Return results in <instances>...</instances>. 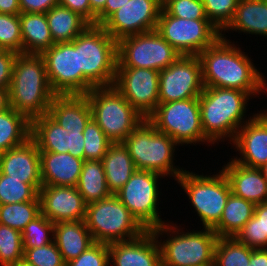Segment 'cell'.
I'll use <instances>...</instances> for the list:
<instances>
[{
	"label": "cell",
	"instance_id": "obj_51",
	"mask_svg": "<svg viewBox=\"0 0 267 266\" xmlns=\"http://www.w3.org/2000/svg\"><path fill=\"white\" fill-rule=\"evenodd\" d=\"M248 266H267V248L252 249Z\"/></svg>",
	"mask_w": 267,
	"mask_h": 266
},
{
	"label": "cell",
	"instance_id": "obj_7",
	"mask_svg": "<svg viewBox=\"0 0 267 266\" xmlns=\"http://www.w3.org/2000/svg\"><path fill=\"white\" fill-rule=\"evenodd\" d=\"M85 95L92 118L113 143H122L145 120L114 85L94 87Z\"/></svg>",
	"mask_w": 267,
	"mask_h": 266
},
{
	"label": "cell",
	"instance_id": "obj_11",
	"mask_svg": "<svg viewBox=\"0 0 267 266\" xmlns=\"http://www.w3.org/2000/svg\"><path fill=\"white\" fill-rule=\"evenodd\" d=\"M181 56L156 30L129 35L117 41V67L161 71Z\"/></svg>",
	"mask_w": 267,
	"mask_h": 266
},
{
	"label": "cell",
	"instance_id": "obj_47",
	"mask_svg": "<svg viewBox=\"0 0 267 266\" xmlns=\"http://www.w3.org/2000/svg\"><path fill=\"white\" fill-rule=\"evenodd\" d=\"M58 4L78 13L89 24L96 25V15L91 11L89 0H58Z\"/></svg>",
	"mask_w": 267,
	"mask_h": 266
},
{
	"label": "cell",
	"instance_id": "obj_31",
	"mask_svg": "<svg viewBox=\"0 0 267 266\" xmlns=\"http://www.w3.org/2000/svg\"><path fill=\"white\" fill-rule=\"evenodd\" d=\"M256 205L248 200L229 195L219 223L212 229L218 237H235L245 223L252 218Z\"/></svg>",
	"mask_w": 267,
	"mask_h": 266
},
{
	"label": "cell",
	"instance_id": "obj_38",
	"mask_svg": "<svg viewBox=\"0 0 267 266\" xmlns=\"http://www.w3.org/2000/svg\"><path fill=\"white\" fill-rule=\"evenodd\" d=\"M21 234L23 248L41 247L53 242L54 223L41 213L25 226Z\"/></svg>",
	"mask_w": 267,
	"mask_h": 266
},
{
	"label": "cell",
	"instance_id": "obj_50",
	"mask_svg": "<svg viewBox=\"0 0 267 266\" xmlns=\"http://www.w3.org/2000/svg\"><path fill=\"white\" fill-rule=\"evenodd\" d=\"M129 0H107L105 8L96 16V25H102L116 10Z\"/></svg>",
	"mask_w": 267,
	"mask_h": 266
},
{
	"label": "cell",
	"instance_id": "obj_6",
	"mask_svg": "<svg viewBox=\"0 0 267 266\" xmlns=\"http://www.w3.org/2000/svg\"><path fill=\"white\" fill-rule=\"evenodd\" d=\"M79 69L94 87L113 86L117 70V40L101 25L90 24L78 35Z\"/></svg>",
	"mask_w": 267,
	"mask_h": 266
},
{
	"label": "cell",
	"instance_id": "obj_43",
	"mask_svg": "<svg viewBox=\"0 0 267 266\" xmlns=\"http://www.w3.org/2000/svg\"><path fill=\"white\" fill-rule=\"evenodd\" d=\"M23 250V260L31 266L66 265L54 241L41 247L23 248Z\"/></svg>",
	"mask_w": 267,
	"mask_h": 266
},
{
	"label": "cell",
	"instance_id": "obj_2",
	"mask_svg": "<svg viewBox=\"0 0 267 266\" xmlns=\"http://www.w3.org/2000/svg\"><path fill=\"white\" fill-rule=\"evenodd\" d=\"M250 97L253 98L237 89L204 87L199 96L201 123L205 137L213 145L228 139L232 142L239 128L255 115H248L245 120Z\"/></svg>",
	"mask_w": 267,
	"mask_h": 266
},
{
	"label": "cell",
	"instance_id": "obj_22",
	"mask_svg": "<svg viewBox=\"0 0 267 266\" xmlns=\"http://www.w3.org/2000/svg\"><path fill=\"white\" fill-rule=\"evenodd\" d=\"M221 170L234 195L255 205L267 202V182L259 168L243 166L231 158Z\"/></svg>",
	"mask_w": 267,
	"mask_h": 266
},
{
	"label": "cell",
	"instance_id": "obj_17",
	"mask_svg": "<svg viewBox=\"0 0 267 266\" xmlns=\"http://www.w3.org/2000/svg\"><path fill=\"white\" fill-rule=\"evenodd\" d=\"M160 0H129L101 26L115 40L156 29Z\"/></svg>",
	"mask_w": 267,
	"mask_h": 266
},
{
	"label": "cell",
	"instance_id": "obj_16",
	"mask_svg": "<svg viewBox=\"0 0 267 266\" xmlns=\"http://www.w3.org/2000/svg\"><path fill=\"white\" fill-rule=\"evenodd\" d=\"M115 88L147 119L159 104V71L117 67Z\"/></svg>",
	"mask_w": 267,
	"mask_h": 266
},
{
	"label": "cell",
	"instance_id": "obj_18",
	"mask_svg": "<svg viewBox=\"0 0 267 266\" xmlns=\"http://www.w3.org/2000/svg\"><path fill=\"white\" fill-rule=\"evenodd\" d=\"M264 111V112H263ZM239 158L235 162L250 168H260L267 162V109L261 110L238 130L232 141Z\"/></svg>",
	"mask_w": 267,
	"mask_h": 266
},
{
	"label": "cell",
	"instance_id": "obj_55",
	"mask_svg": "<svg viewBox=\"0 0 267 266\" xmlns=\"http://www.w3.org/2000/svg\"><path fill=\"white\" fill-rule=\"evenodd\" d=\"M259 169L262 172L263 177L265 178V180L267 182V162L265 164H263Z\"/></svg>",
	"mask_w": 267,
	"mask_h": 266
},
{
	"label": "cell",
	"instance_id": "obj_26",
	"mask_svg": "<svg viewBox=\"0 0 267 266\" xmlns=\"http://www.w3.org/2000/svg\"><path fill=\"white\" fill-rule=\"evenodd\" d=\"M228 30L267 38V3L264 0H239L233 19L221 36Z\"/></svg>",
	"mask_w": 267,
	"mask_h": 266
},
{
	"label": "cell",
	"instance_id": "obj_12",
	"mask_svg": "<svg viewBox=\"0 0 267 266\" xmlns=\"http://www.w3.org/2000/svg\"><path fill=\"white\" fill-rule=\"evenodd\" d=\"M41 56L50 86L56 95L87 94L94 86L79 69L78 36L72 42L56 43Z\"/></svg>",
	"mask_w": 267,
	"mask_h": 266
},
{
	"label": "cell",
	"instance_id": "obj_5",
	"mask_svg": "<svg viewBox=\"0 0 267 266\" xmlns=\"http://www.w3.org/2000/svg\"><path fill=\"white\" fill-rule=\"evenodd\" d=\"M137 170L151 171L176 181L183 169L174 164L177 143L165 133L159 132L148 120L142 121L122 142Z\"/></svg>",
	"mask_w": 267,
	"mask_h": 266
},
{
	"label": "cell",
	"instance_id": "obj_52",
	"mask_svg": "<svg viewBox=\"0 0 267 266\" xmlns=\"http://www.w3.org/2000/svg\"><path fill=\"white\" fill-rule=\"evenodd\" d=\"M0 13L19 15L21 13L19 0H0Z\"/></svg>",
	"mask_w": 267,
	"mask_h": 266
},
{
	"label": "cell",
	"instance_id": "obj_39",
	"mask_svg": "<svg viewBox=\"0 0 267 266\" xmlns=\"http://www.w3.org/2000/svg\"><path fill=\"white\" fill-rule=\"evenodd\" d=\"M21 231L0 224V266H11L23 260Z\"/></svg>",
	"mask_w": 267,
	"mask_h": 266
},
{
	"label": "cell",
	"instance_id": "obj_21",
	"mask_svg": "<svg viewBox=\"0 0 267 266\" xmlns=\"http://www.w3.org/2000/svg\"><path fill=\"white\" fill-rule=\"evenodd\" d=\"M108 247L112 266H161L160 246L151 230L132 240L111 243Z\"/></svg>",
	"mask_w": 267,
	"mask_h": 266
},
{
	"label": "cell",
	"instance_id": "obj_9",
	"mask_svg": "<svg viewBox=\"0 0 267 266\" xmlns=\"http://www.w3.org/2000/svg\"><path fill=\"white\" fill-rule=\"evenodd\" d=\"M204 228L213 229L220 221L231 193L229 181L222 170L217 174L202 175L184 170L177 178Z\"/></svg>",
	"mask_w": 267,
	"mask_h": 266
},
{
	"label": "cell",
	"instance_id": "obj_3",
	"mask_svg": "<svg viewBox=\"0 0 267 266\" xmlns=\"http://www.w3.org/2000/svg\"><path fill=\"white\" fill-rule=\"evenodd\" d=\"M55 95L47 77L43 57L36 54H18L9 88L10 106L31 121L48 114Z\"/></svg>",
	"mask_w": 267,
	"mask_h": 266
},
{
	"label": "cell",
	"instance_id": "obj_28",
	"mask_svg": "<svg viewBox=\"0 0 267 266\" xmlns=\"http://www.w3.org/2000/svg\"><path fill=\"white\" fill-rule=\"evenodd\" d=\"M107 186L116 194L137 170L123 143H113L102 158Z\"/></svg>",
	"mask_w": 267,
	"mask_h": 266
},
{
	"label": "cell",
	"instance_id": "obj_30",
	"mask_svg": "<svg viewBox=\"0 0 267 266\" xmlns=\"http://www.w3.org/2000/svg\"><path fill=\"white\" fill-rule=\"evenodd\" d=\"M54 43L72 42L90 24L78 13L60 4L45 13Z\"/></svg>",
	"mask_w": 267,
	"mask_h": 266
},
{
	"label": "cell",
	"instance_id": "obj_24",
	"mask_svg": "<svg viewBox=\"0 0 267 266\" xmlns=\"http://www.w3.org/2000/svg\"><path fill=\"white\" fill-rule=\"evenodd\" d=\"M40 152L43 185L76 187L84 160L69 153Z\"/></svg>",
	"mask_w": 267,
	"mask_h": 266
},
{
	"label": "cell",
	"instance_id": "obj_14",
	"mask_svg": "<svg viewBox=\"0 0 267 266\" xmlns=\"http://www.w3.org/2000/svg\"><path fill=\"white\" fill-rule=\"evenodd\" d=\"M163 175L136 170L125 185L115 194L137 221L146 229L160 227L163 221L158 212L159 180ZM158 205V206H157Z\"/></svg>",
	"mask_w": 267,
	"mask_h": 266
},
{
	"label": "cell",
	"instance_id": "obj_46",
	"mask_svg": "<svg viewBox=\"0 0 267 266\" xmlns=\"http://www.w3.org/2000/svg\"><path fill=\"white\" fill-rule=\"evenodd\" d=\"M18 53L10 50L0 51V88L9 89L14 61Z\"/></svg>",
	"mask_w": 267,
	"mask_h": 266
},
{
	"label": "cell",
	"instance_id": "obj_42",
	"mask_svg": "<svg viewBox=\"0 0 267 266\" xmlns=\"http://www.w3.org/2000/svg\"><path fill=\"white\" fill-rule=\"evenodd\" d=\"M208 20L221 32L232 21L239 0H202Z\"/></svg>",
	"mask_w": 267,
	"mask_h": 266
},
{
	"label": "cell",
	"instance_id": "obj_54",
	"mask_svg": "<svg viewBox=\"0 0 267 266\" xmlns=\"http://www.w3.org/2000/svg\"><path fill=\"white\" fill-rule=\"evenodd\" d=\"M107 0H89L91 11L97 16L104 8Z\"/></svg>",
	"mask_w": 267,
	"mask_h": 266
},
{
	"label": "cell",
	"instance_id": "obj_53",
	"mask_svg": "<svg viewBox=\"0 0 267 266\" xmlns=\"http://www.w3.org/2000/svg\"><path fill=\"white\" fill-rule=\"evenodd\" d=\"M9 107V89L0 88V112Z\"/></svg>",
	"mask_w": 267,
	"mask_h": 266
},
{
	"label": "cell",
	"instance_id": "obj_15",
	"mask_svg": "<svg viewBox=\"0 0 267 266\" xmlns=\"http://www.w3.org/2000/svg\"><path fill=\"white\" fill-rule=\"evenodd\" d=\"M203 90L202 67L197 55H181L159 71V103L198 98Z\"/></svg>",
	"mask_w": 267,
	"mask_h": 266
},
{
	"label": "cell",
	"instance_id": "obj_35",
	"mask_svg": "<svg viewBox=\"0 0 267 266\" xmlns=\"http://www.w3.org/2000/svg\"><path fill=\"white\" fill-rule=\"evenodd\" d=\"M252 249L235 237H219L215 246L213 266H248Z\"/></svg>",
	"mask_w": 267,
	"mask_h": 266
},
{
	"label": "cell",
	"instance_id": "obj_27",
	"mask_svg": "<svg viewBox=\"0 0 267 266\" xmlns=\"http://www.w3.org/2000/svg\"><path fill=\"white\" fill-rule=\"evenodd\" d=\"M22 54L41 55L54 45L45 13H20Z\"/></svg>",
	"mask_w": 267,
	"mask_h": 266
},
{
	"label": "cell",
	"instance_id": "obj_32",
	"mask_svg": "<svg viewBox=\"0 0 267 266\" xmlns=\"http://www.w3.org/2000/svg\"><path fill=\"white\" fill-rule=\"evenodd\" d=\"M76 188L86 205L111 196L101 160H84Z\"/></svg>",
	"mask_w": 267,
	"mask_h": 266
},
{
	"label": "cell",
	"instance_id": "obj_1",
	"mask_svg": "<svg viewBox=\"0 0 267 266\" xmlns=\"http://www.w3.org/2000/svg\"><path fill=\"white\" fill-rule=\"evenodd\" d=\"M226 36H221L213 45L197 56L202 67L204 87L237 89L249 93L253 98L267 93V80L255 67L246 52ZM266 90V91H265Z\"/></svg>",
	"mask_w": 267,
	"mask_h": 266
},
{
	"label": "cell",
	"instance_id": "obj_19",
	"mask_svg": "<svg viewBox=\"0 0 267 266\" xmlns=\"http://www.w3.org/2000/svg\"><path fill=\"white\" fill-rule=\"evenodd\" d=\"M39 198L41 213L53 223L85 220L86 204L76 187L42 185Z\"/></svg>",
	"mask_w": 267,
	"mask_h": 266
},
{
	"label": "cell",
	"instance_id": "obj_48",
	"mask_svg": "<svg viewBox=\"0 0 267 266\" xmlns=\"http://www.w3.org/2000/svg\"><path fill=\"white\" fill-rule=\"evenodd\" d=\"M58 0H19L21 13H46Z\"/></svg>",
	"mask_w": 267,
	"mask_h": 266
},
{
	"label": "cell",
	"instance_id": "obj_44",
	"mask_svg": "<svg viewBox=\"0 0 267 266\" xmlns=\"http://www.w3.org/2000/svg\"><path fill=\"white\" fill-rule=\"evenodd\" d=\"M162 9L168 15L182 19H208L202 0H168Z\"/></svg>",
	"mask_w": 267,
	"mask_h": 266
},
{
	"label": "cell",
	"instance_id": "obj_56",
	"mask_svg": "<svg viewBox=\"0 0 267 266\" xmlns=\"http://www.w3.org/2000/svg\"><path fill=\"white\" fill-rule=\"evenodd\" d=\"M11 266H31V265L26 263L24 260H21V261L17 262L14 265H11Z\"/></svg>",
	"mask_w": 267,
	"mask_h": 266
},
{
	"label": "cell",
	"instance_id": "obj_57",
	"mask_svg": "<svg viewBox=\"0 0 267 266\" xmlns=\"http://www.w3.org/2000/svg\"><path fill=\"white\" fill-rule=\"evenodd\" d=\"M168 0H160L161 5L163 6Z\"/></svg>",
	"mask_w": 267,
	"mask_h": 266
},
{
	"label": "cell",
	"instance_id": "obj_37",
	"mask_svg": "<svg viewBox=\"0 0 267 266\" xmlns=\"http://www.w3.org/2000/svg\"><path fill=\"white\" fill-rule=\"evenodd\" d=\"M38 195L23 179L11 178L0 172V205L33 201Z\"/></svg>",
	"mask_w": 267,
	"mask_h": 266
},
{
	"label": "cell",
	"instance_id": "obj_25",
	"mask_svg": "<svg viewBox=\"0 0 267 266\" xmlns=\"http://www.w3.org/2000/svg\"><path fill=\"white\" fill-rule=\"evenodd\" d=\"M53 241L65 263L77 258L94 243L84 220L54 223Z\"/></svg>",
	"mask_w": 267,
	"mask_h": 266
},
{
	"label": "cell",
	"instance_id": "obj_20",
	"mask_svg": "<svg viewBox=\"0 0 267 266\" xmlns=\"http://www.w3.org/2000/svg\"><path fill=\"white\" fill-rule=\"evenodd\" d=\"M0 172L11 178L23 179L39 193L43 185L40 152L31 137L23 144L0 153Z\"/></svg>",
	"mask_w": 267,
	"mask_h": 266
},
{
	"label": "cell",
	"instance_id": "obj_45",
	"mask_svg": "<svg viewBox=\"0 0 267 266\" xmlns=\"http://www.w3.org/2000/svg\"><path fill=\"white\" fill-rule=\"evenodd\" d=\"M108 244L94 242L65 266H110Z\"/></svg>",
	"mask_w": 267,
	"mask_h": 266
},
{
	"label": "cell",
	"instance_id": "obj_10",
	"mask_svg": "<svg viewBox=\"0 0 267 266\" xmlns=\"http://www.w3.org/2000/svg\"><path fill=\"white\" fill-rule=\"evenodd\" d=\"M147 119L159 132L173 138L178 146L206 142L212 146L202 128L199 97L159 103Z\"/></svg>",
	"mask_w": 267,
	"mask_h": 266
},
{
	"label": "cell",
	"instance_id": "obj_33",
	"mask_svg": "<svg viewBox=\"0 0 267 266\" xmlns=\"http://www.w3.org/2000/svg\"><path fill=\"white\" fill-rule=\"evenodd\" d=\"M31 121L11 106L0 112V153L23 144L30 138Z\"/></svg>",
	"mask_w": 267,
	"mask_h": 266
},
{
	"label": "cell",
	"instance_id": "obj_41",
	"mask_svg": "<svg viewBox=\"0 0 267 266\" xmlns=\"http://www.w3.org/2000/svg\"><path fill=\"white\" fill-rule=\"evenodd\" d=\"M0 49L22 54V34L19 15L0 13Z\"/></svg>",
	"mask_w": 267,
	"mask_h": 266
},
{
	"label": "cell",
	"instance_id": "obj_8",
	"mask_svg": "<svg viewBox=\"0 0 267 266\" xmlns=\"http://www.w3.org/2000/svg\"><path fill=\"white\" fill-rule=\"evenodd\" d=\"M84 221L94 242L108 245L135 239L147 231L114 194L86 205Z\"/></svg>",
	"mask_w": 267,
	"mask_h": 266
},
{
	"label": "cell",
	"instance_id": "obj_13",
	"mask_svg": "<svg viewBox=\"0 0 267 266\" xmlns=\"http://www.w3.org/2000/svg\"><path fill=\"white\" fill-rule=\"evenodd\" d=\"M155 30L180 55H198L221 37V31L208 19H182L163 9Z\"/></svg>",
	"mask_w": 267,
	"mask_h": 266
},
{
	"label": "cell",
	"instance_id": "obj_49",
	"mask_svg": "<svg viewBox=\"0 0 267 266\" xmlns=\"http://www.w3.org/2000/svg\"><path fill=\"white\" fill-rule=\"evenodd\" d=\"M69 149L72 156L84 160V135L83 132H68Z\"/></svg>",
	"mask_w": 267,
	"mask_h": 266
},
{
	"label": "cell",
	"instance_id": "obj_36",
	"mask_svg": "<svg viewBox=\"0 0 267 266\" xmlns=\"http://www.w3.org/2000/svg\"><path fill=\"white\" fill-rule=\"evenodd\" d=\"M40 214L41 203L38 195L33 201L0 205V224L22 232L25 226Z\"/></svg>",
	"mask_w": 267,
	"mask_h": 266
},
{
	"label": "cell",
	"instance_id": "obj_40",
	"mask_svg": "<svg viewBox=\"0 0 267 266\" xmlns=\"http://www.w3.org/2000/svg\"><path fill=\"white\" fill-rule=\"evenodd\" d=\"M84 160H102L107 149L113 144L92 118L84 131Z\"/></svg>",
	"mask_w": 267,
	"mask_h": 266
},
{
	"label": "cell",
	"instance_id": "obj_34",
	"mask_svg": "<svg viewBox=\"0 0 267 266\" xmlns=\"http://www.w3.org/2000/svg\"><path fill=\"white\" fill-rule=\"evenodd\" d=\"M235 238L253 249L267 248V202L256 205L254 215Z\"/></svg>",
	"mask_w": 267,
	"mask_h": 266
},
{
	"label": "cell",
	"instance_id": "obj_23",
	"mask_svg": "<svg viewBox=\"0 0 267 266\" xmlns=\"http://www.w3.org/2000/svg\"><path fill=\"white\" fill-rule=\"evenodd\" d=\"M48 115L68 132H83L92 119L90 103L85 94L55 95Z\"/></svg>",
	"mask_w": 267,
	"mask_h": 266
},
{
	"label": "cell",
	"instance_id": "obj_29",
	"mask_svg": "<svg viewBox=\"0 0 267 266\" xmlns=\"http://www.w3.org/2000/svg\"><path fill=\"white\" fill-rule=\"evenodd\" d=\"M30 137L39 151L68 153L69 134L48 114L31 120Z\"/></svg>",
	"mask_w": 267,
	"mask_h": 266
},
{
	"label": "cell",
	"instance_id": "obj_4",
	"mask_svg": "<svg viewBox=\"0 0 267 266\" xmlns=\"http://www.w3.org/2000/svg\"><path fill=\"white\" fill-rule=\"evenodd\" d=\"M180 226L168 221L151 230L160 246L161 266H213L217 234L211 228L184 232ZM166 234L162 242L159 237Z\"/></svg>",
	"mask_w": 267,
	"mask_h": 266
}]
</instances>
